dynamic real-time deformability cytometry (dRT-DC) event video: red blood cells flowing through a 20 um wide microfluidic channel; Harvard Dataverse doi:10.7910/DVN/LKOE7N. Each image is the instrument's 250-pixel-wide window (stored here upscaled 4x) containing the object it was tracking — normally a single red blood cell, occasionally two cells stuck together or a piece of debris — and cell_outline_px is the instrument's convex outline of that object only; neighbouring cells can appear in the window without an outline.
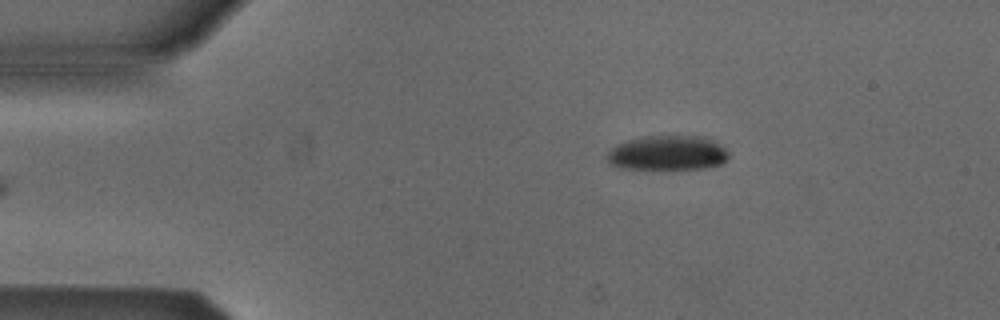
{"species": "Egyptian fruit bat (a non-hibernating species)", "species_latin": "Rousettus aegyptiacus", "temperature_condition": "cold", "stored_images_in_passage": 5, "camera_frame_rate_fps": 3000, "um_per_image_px": 0.085, "animal": {"sex": "male"}, "frame": {"image": 1, "passage_image": 5, "time_ms": 5.667, "image_size_px": [1000, 320], "cell_outline_px": [[728, 160], [724, 164], [704, 168], [624, 168], [608, 164], [608, 152], [616, 144], [628, 140], [644, 136], [708, 136], [720, 144], [728, 152]], "centroid_in_image_um": [56.79, 12.98], "position_along_channel_um": 28.2, "area_um2": 24.57}}